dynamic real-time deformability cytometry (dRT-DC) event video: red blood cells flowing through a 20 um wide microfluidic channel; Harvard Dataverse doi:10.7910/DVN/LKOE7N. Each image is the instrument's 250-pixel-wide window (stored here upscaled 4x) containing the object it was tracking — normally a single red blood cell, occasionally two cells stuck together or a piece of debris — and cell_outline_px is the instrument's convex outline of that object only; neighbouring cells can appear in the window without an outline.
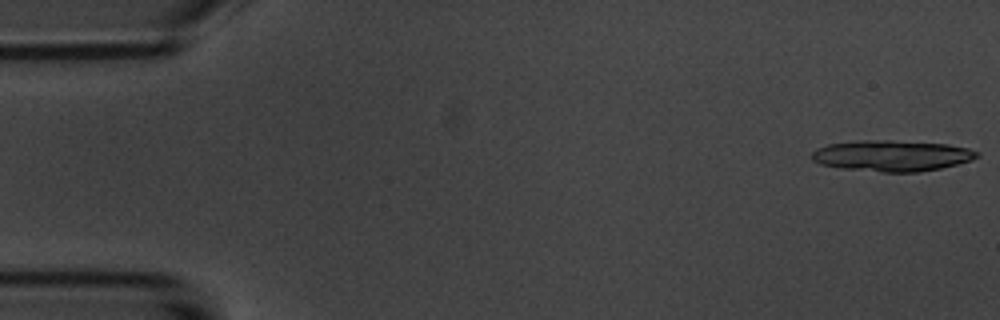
{"species": "common noctule bat (a hibernating species)", "species_latin": "Nyctalus noctula", "temperature_condition": "room temperature", "stored_images_in_passage": 15, "camera_frame_rate_fps": 3000, "um_per_image_px": 0.085, "animal": {"sex": "male", "body_mass_g": 20.1, "forearm_length_mm": 53.5}, "frame": {"image": 1, "passage_image": 1, "time_ms": 0.0, "image_size_px": [1000, 320], "cell_outline_px": [[980, 156], [972, 160], [940, 168], [920, 172], [880, 172], [840, 168], [820, 164], [812, 160], [812, 152], [816, 148], [828, 144], [860, 140], [892, 140], [948, 144], [968, 148], [980, 152]], "centroid_in_image_um": [75.81, 13.23], "position_along_channel_um": 9.2, "area_um2": 30.06}}
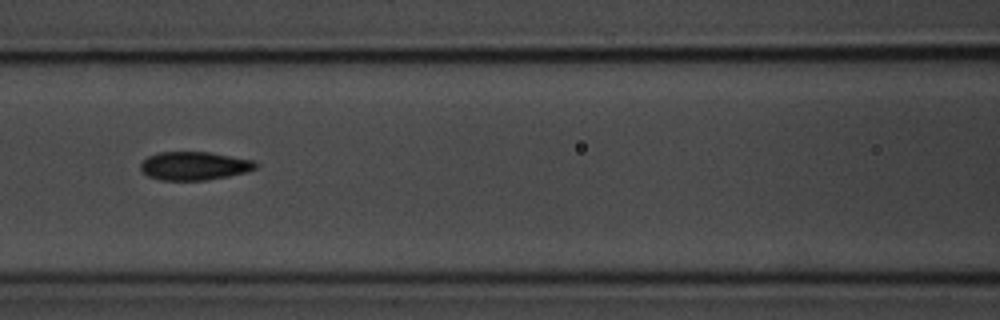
{"frame": {"image": 2, "passage_image": 7, "time_ms": 7.667, "image_size_px": [1000, 320], "cell_outline_px": [[260, 164], [256, 168], [244, 172], [228, 176], [204, 180], [160, 180], [148, 176], [140, 168], [140, 164], [148, 156], [160, 152], [208, 152], [252, 160]], "centroid_in_image_um": [16.5, 14.1], "position_along_channel_um": 150.1, "area_um2": 18.84}}
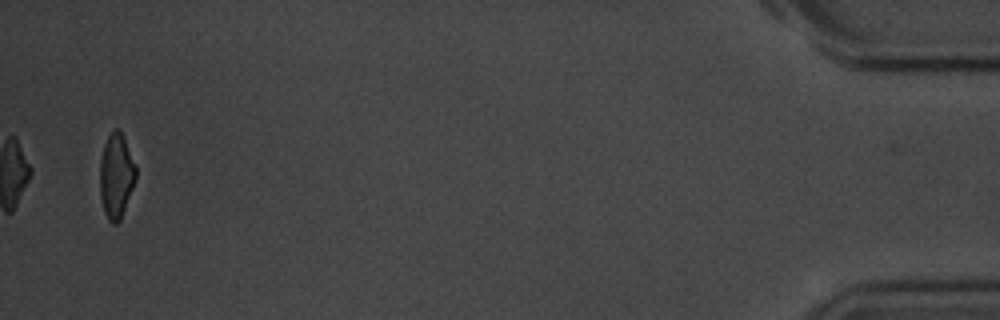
{"frame": {"image": 3, "passage_image": 15, "time_ms": 17.667, "image_size_px": [1000, 320], "cell_outline_px": [[136, 180], [120, 220], [116, 224], [112, 224], [108, 220], [104, 212], [100, 196], [100, 160], [104, 144], [112, 128], [116, 128], [120, 132], [124, 140], [136, 168]], "centroid_in_image_um": [9.86, 14.98], "position_along_channel_um": 425.3, "area_um2": 17.57}, "authors_computed_cell_mechanics": {"area_um2": 19.4208, "velocity_mm_per_s": 3.6237, "shape_relaxation_time_tau1_ms": 2.3709, "shape_relaxation_time_tau2_ms": 1.916, "deformation_change_tau1": 0.1323, "deformation_change_tau2": 0.0737}}